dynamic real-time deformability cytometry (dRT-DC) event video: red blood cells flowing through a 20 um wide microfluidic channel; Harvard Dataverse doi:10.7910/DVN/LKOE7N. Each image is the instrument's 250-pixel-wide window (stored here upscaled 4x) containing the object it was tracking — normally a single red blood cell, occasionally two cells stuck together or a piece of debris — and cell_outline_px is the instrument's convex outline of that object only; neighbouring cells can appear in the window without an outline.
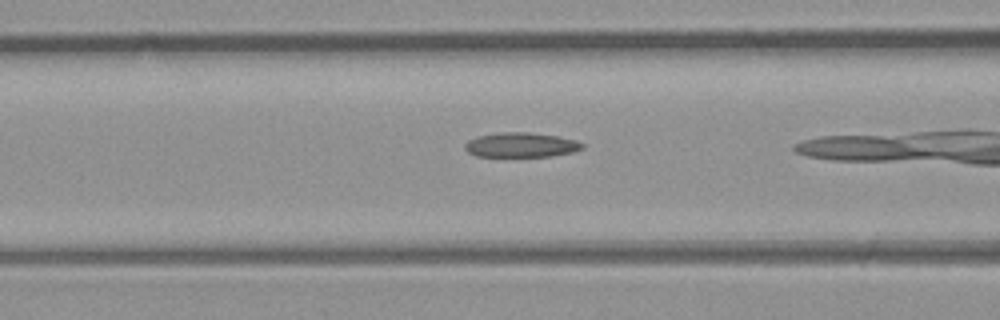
{"species": "common noctule bat (a hibernating species)", "species_latin": "Nyctalus noctula", "temperature_condition": "room temperature", "stored_images_in_passage": 6, "camera_frame_rate_fps": 3000, "um_per_image_px": 0.085, "animal": {"sex": "male", "body_mass_g": 23.1, "forearm_length_mm": 52.7}, "frame": {"image": 1, "passage_image": 5, "time_ms": 1.333, "image_size_px": [1000, 320], "cell_outline_px": [[584, 148], [572, 152], [552, 156], [476, 156], [468, 152], [464, 148], [464, 144], [468, 140], [476, 136], [500, 132], [528, 132], [556, 136], [576, 140], [584, 144]], "centroid_in_image_um": [44.27, 12.31], "position_along_channel_um": 122.3, "area_um2": 16.88}}